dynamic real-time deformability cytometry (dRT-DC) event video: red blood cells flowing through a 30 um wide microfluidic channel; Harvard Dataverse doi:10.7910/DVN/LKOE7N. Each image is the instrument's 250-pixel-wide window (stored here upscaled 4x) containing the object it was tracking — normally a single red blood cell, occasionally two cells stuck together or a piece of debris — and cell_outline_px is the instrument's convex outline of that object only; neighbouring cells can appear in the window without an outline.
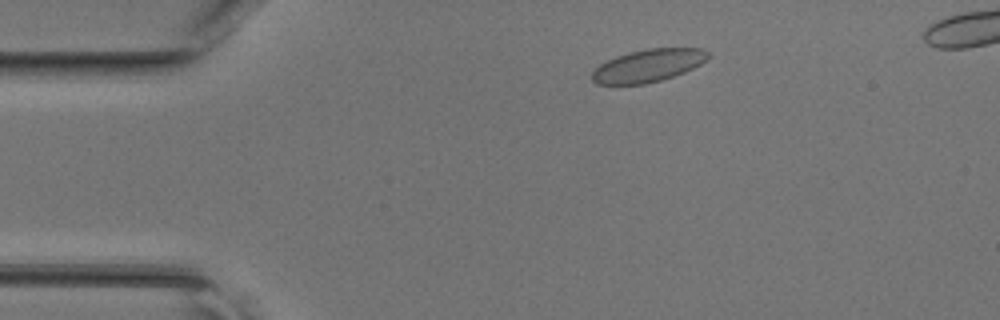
{"species": "common noctule bat (a hibernating species)", "species_latin": "Nyctalus noctula", "temperature_condition": "room temperature", "stored_images_in_passage": 39, "camera_frame_rate_fps": 3000, "um_per_image_px": 0.085, "animal": {"sex": "female", "body_mass_g": 17.0, "forearm_length_mm": 48.0}, "frame": {"image": 1, "passage_image": 2, "time_ms": 0.333, "image_size_px": [1000, 320], "cell_outline_px": [[708, 56], [700, 64], [684, 72], [660, 80], [644, 84], [596, 84], [592, 80], [592, 72], [600, 64], [616, 56], [648, 48], [704, 48], [708, 52]], "centroid_in_image_um": [55.08, 5.57], "position_along_channel_um": 29.9, "area_um2": 21.73}}
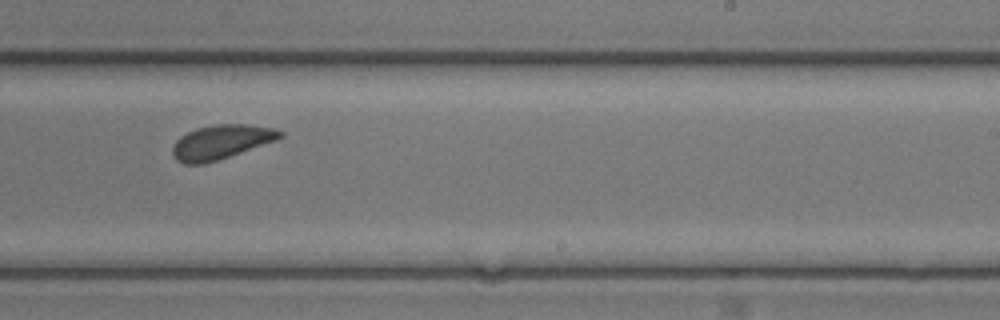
{"frame": {"image": 2, "passage_image": 22, "time_ms": 7.0, "image_size_px": [1000, 320], "cell_outline_px": [[284, 136], [276, 140], [204, 164], [184, 164], [176, 160], [172, 156], [172, 148], [176, 140], [180, 136], [196, 128], [216, 124], [248, 124], [276, 128], [284, 132]], "centroid_in_image_um": [18.78, 12.06], "position_along_channel_um": 270.2, "area_um2": 21.39}}
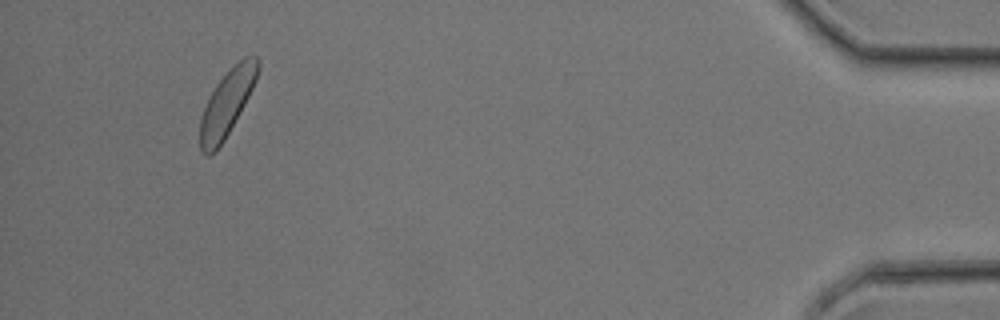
{"frame": {"image": 3, "passage_image": 37, "time_ms": 12.0, "image_size_px": [1000, 320], "cell_outline_px": [[260, 68], [256, 80], [244, 104], [224, 140], [216, 152], [208, 156], [204, 156], [200, 152], [200, 116], [216, 84], [244, 56], [256, 56], [260, 60]], "centroid_in_image_um": [19.27, 8.81], "position_along_channel_um": 415.9, "area_um2": 21.79}}